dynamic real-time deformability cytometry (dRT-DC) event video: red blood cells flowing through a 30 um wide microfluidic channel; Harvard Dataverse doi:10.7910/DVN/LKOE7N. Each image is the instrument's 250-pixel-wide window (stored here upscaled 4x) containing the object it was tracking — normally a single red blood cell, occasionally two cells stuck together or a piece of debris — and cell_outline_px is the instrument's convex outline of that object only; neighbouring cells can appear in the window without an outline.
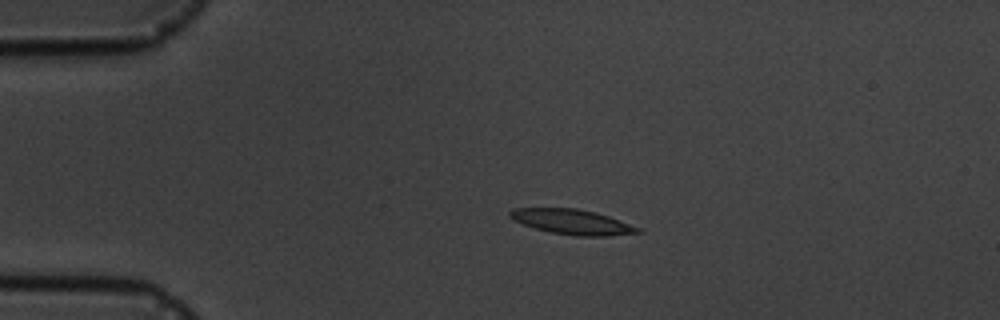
{"species": "common noctule bat (a hibernating species)", "species_latin": "Nyctalus noctula", "temperature_condition": "cold", "stored_images_in_passage": 4, "camera_frame_rate_fps": 3000, "um_per_image_px": 0.085, "animal": {"sex": "male", "body_mass_g": 19.5, "forearm_length_mm": 54.6}, "frame": {"image": 1, "passage_image": 3, "time_ms": 2.333, "image_size_px": [1000, 320], "cell_outline_px": [[640, 232], [608, 236], [576, 236], [548, 232], [512, 220], [508, 216], [508, 212], [512, 208], [576, 208], [596, 212], [608, 216], [640, 228]], "centroid_in_image_um": [48.58, 18.85], "position_along_channel_um": 36.4, "area_um2": 18.61}}